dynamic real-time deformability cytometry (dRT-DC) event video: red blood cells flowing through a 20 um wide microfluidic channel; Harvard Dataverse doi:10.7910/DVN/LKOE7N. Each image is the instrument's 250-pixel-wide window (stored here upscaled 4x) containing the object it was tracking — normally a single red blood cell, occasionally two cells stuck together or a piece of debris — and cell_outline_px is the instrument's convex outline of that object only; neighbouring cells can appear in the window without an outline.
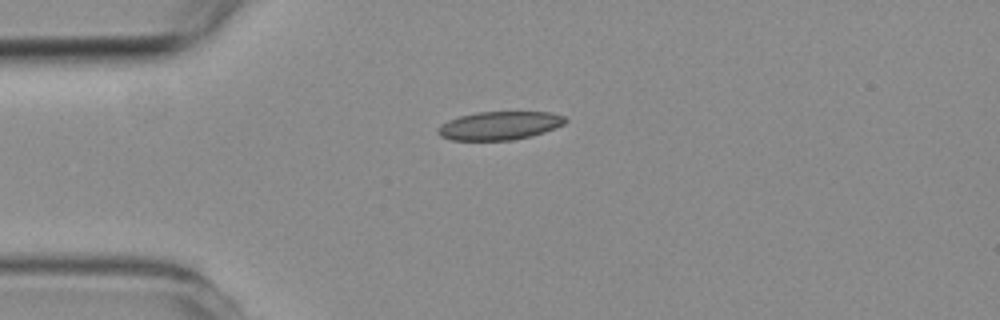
{"species": "common noctule bat (a hibernating species)", "species_latin": "Nyctalus noctula", "temperature_condition": "room temperature", "stored_images_in_passage": 3, "camera_frame_rate_fps": 3000, "um_per_image_px": 0.085, "animal": {"sex": "female", "body_mass_g": 19.3, "forearm_length_mm": 54.1}, "frame": {"image": 1, "passage_image": 1, "time_ms": 0.0, "image_size_px": [1000, 320], "cell_outline_px": [[568, 120], [564, 124], [544, 132], [532, 136], [512, 140], [452, 140], [440, 136], [436, 132], [440, 124], [448, 120], [460, 116], [480, 112], [548, 112], [564, 116]], "centroid_in_image_um": [42.45, 10.68], "position_along_channel_um": 42.6, "area_um2": 21.04}}
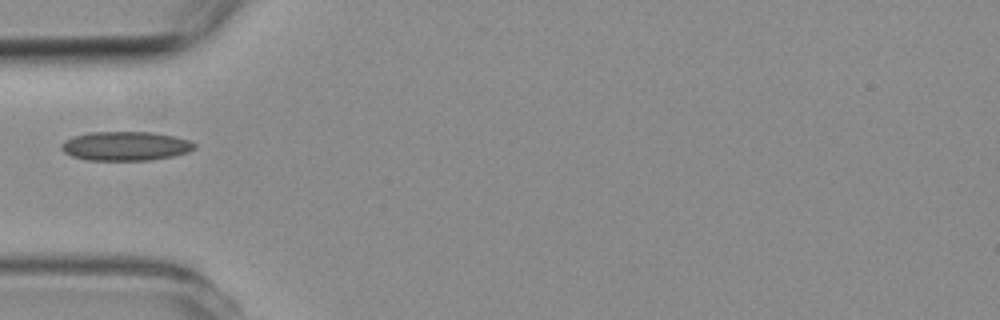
{"frame": {"image": 2, "passage_image": 2, "time_ms": 1.333, "image_size_px": [1000, 320], "cell_outline_px": [[196, 148], [188, 152], [172, 156], [148, 160], [88, 160], [72, 156], [64, 152], [60, 148], [60, 144], [64, 140], [76, 136], [92, 132], [152, 132], [176, 136], [188, 140], [196, 144]], "centroid_in_image_um": [10.68, 12.41], "position_along_channel_um": 74.3, "area_um2": 22.54}}
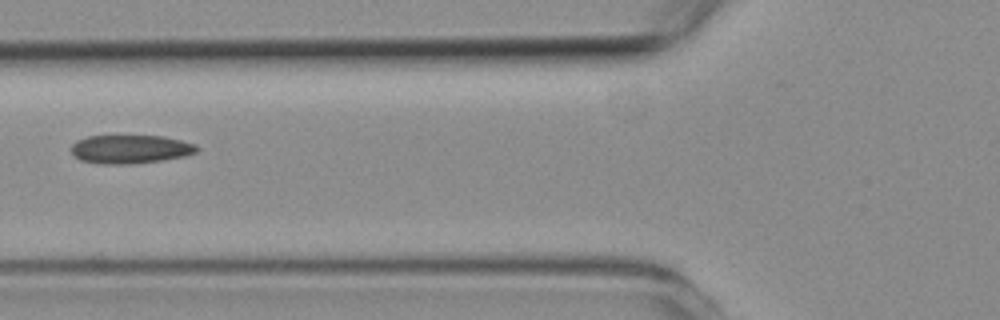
{"frame": {"image": 3, "passage_image": 3, "time_ms": 2.333, "image_size_px": [1000, 320], "cell_outline_px": [[200, 148], [196, 152], [184, 156], [160, 160], [128, 164], [100, 164], [80, 160], [72, 152], [72, 144], [76, 140], [88, 136], [164, 136], [196, 144]], "centroid_in_image_um": [11.08, 12.67], "position_along_channel_um": 114.7, "area_um2": 20.81}}